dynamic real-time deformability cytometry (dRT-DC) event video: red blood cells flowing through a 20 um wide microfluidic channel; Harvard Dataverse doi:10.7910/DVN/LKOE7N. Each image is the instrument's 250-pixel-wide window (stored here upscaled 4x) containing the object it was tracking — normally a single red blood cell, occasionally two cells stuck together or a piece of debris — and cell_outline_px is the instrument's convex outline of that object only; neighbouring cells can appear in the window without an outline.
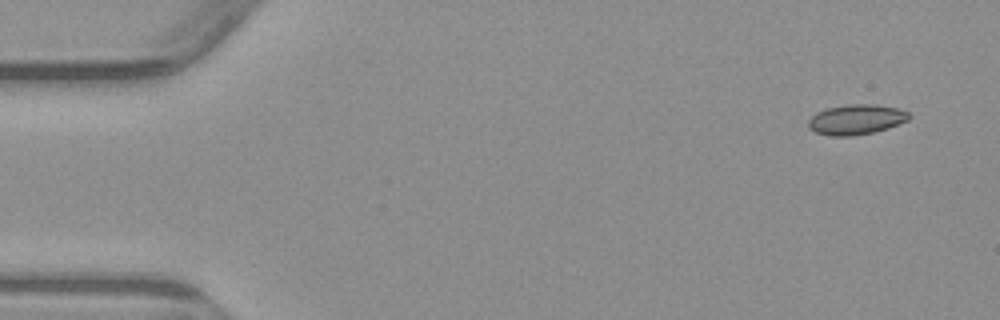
{"species": "common noctule bat (a hibernating species)", "species_latin": "Nyctalus noctula", "temperature_condition": "warm", "stored_images_in_passage": 5, "camera_frame_rate_fps": 3000, "um_per_image_px": 0.085, "animal": {"sex": "male", "body_mass_g": 23.1, "forearm_length_mm": 52.7}, "frame": {"image": 1, "passage_image": 1, "time_ms": 0.0, "image_size_px": [1000, 320], "cell_outline_px": [[912, 116], [908, 120], [888, 128], [872, 132], [852, 136], [832, 136], [816, 132], [808, 128], [808, 120], [816, 112], [828, 108], [848, 104], [876, 104], [900, 108], [908, 112]], "centroid_in_image_um": [72.79, 10.15], "position_along_channel_um": 12.2, "area_um2": 17.74}}
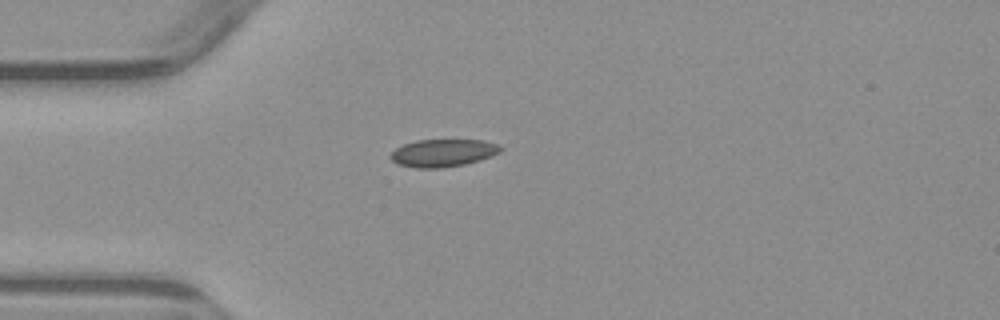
{"frame": {"image": 2, "passage_image": 4, "time_ms": 3.667, "image_size_px": [1000, 320], "cell_outline_px": [[504, 148], [500, 152], [492, 156], [480, 160], [464, 164], [444, 168], [416, 168], [396, 164], [388, 156], [396, 148], [404, 144], [416, 140], [484, 140], [500, 144]], "centroid_in_image_um": [37.68, 13.0], "position_along_channel_um": 47.3, "area_um2": 17.92}}